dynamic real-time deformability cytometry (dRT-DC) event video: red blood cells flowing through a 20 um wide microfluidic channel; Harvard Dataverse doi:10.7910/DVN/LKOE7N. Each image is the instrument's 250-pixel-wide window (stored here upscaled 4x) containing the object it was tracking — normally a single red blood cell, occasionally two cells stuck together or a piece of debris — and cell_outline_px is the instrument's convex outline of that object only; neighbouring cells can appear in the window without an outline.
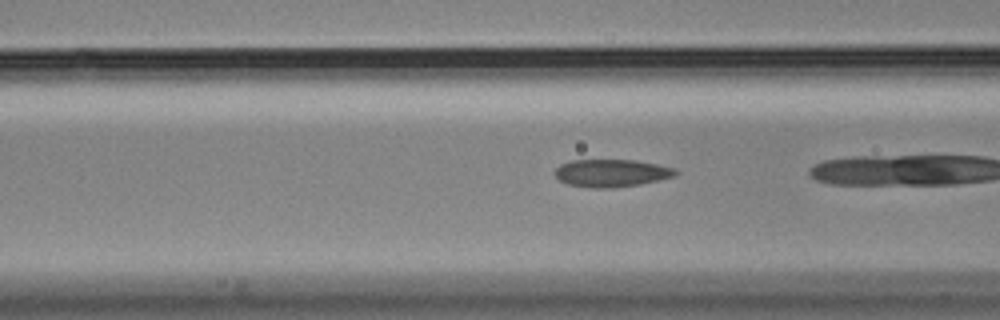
{"species": "Egyptian fruit bat (a non-hibernating species)", "species_latin": "Rousettus aegyptiacus", "temperature_condition": "cold", "stored_images_in_passage": 41, "camera_frame_rate_fps": 3000, "um_per_image_px": 0.085, "animal": {"sex": "male"}, "frame": {"image": 1, "passage_image": 19, "time_ms": 6.0, "image_size_px": [1000, 320], "cell_outline_px": [[680, 172], [676, 176], [640, 184], [612, 188], [592, 188], [568, 184], [560, 180], [556, 176], [556, 168], [560, 164], [572, 160], [636, 160], [676, 168]], "centroid_in_image_um": [52.02, 14.71], "position_along_channel_um": 114.6, "area_um2": 19.42}}